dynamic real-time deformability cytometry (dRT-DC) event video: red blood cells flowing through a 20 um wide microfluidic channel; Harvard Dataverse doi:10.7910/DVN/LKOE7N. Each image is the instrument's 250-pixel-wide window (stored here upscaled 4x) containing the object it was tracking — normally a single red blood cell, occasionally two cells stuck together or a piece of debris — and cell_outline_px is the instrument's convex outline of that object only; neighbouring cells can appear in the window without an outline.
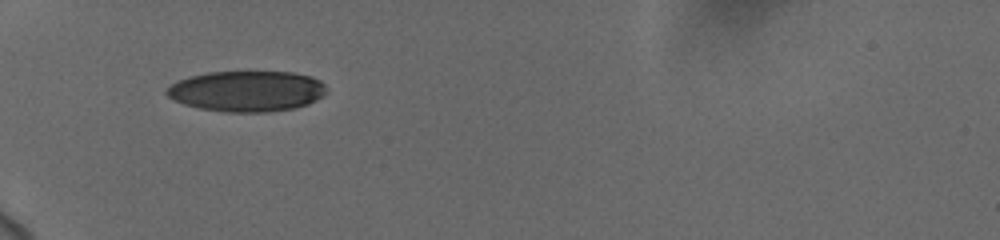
{"species": "human", "species_latin": "Homo sapiens", "temperature_condition": "cold", "stored_images_in_passage": 22, "camera_frame_rate_fps": 3000, "um_per_image_px": 0.085, "donor": {"sex": "female"}, "frame": {"image": 1, "passage_image": 1, "time_ms": 0.0, "image_size_px": [1000, 240], "cell_outline_px": [[328, 92], [316, 100], [308, 104], [292, 108], [264, 112], [228, 112], [200, 108], [184, 104], [168, 96], [164, 92], [172, 84], [180, 80], [192, 76], [208, 72], [292, 72], [308, 76], [320, 80], [328, 88]], "centroid_in_image_um": [21.02, 7.75], "position_along_channel_um": 64.0, "area_um2": 37.63}}
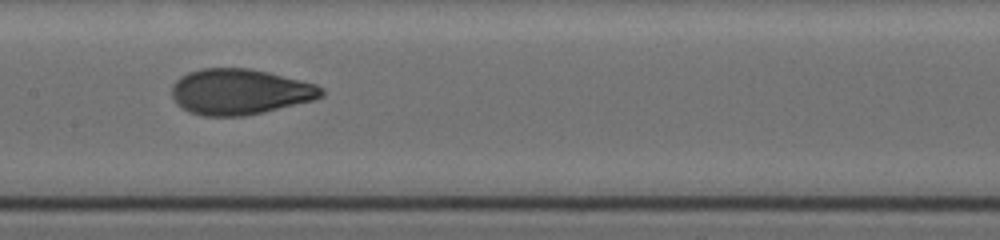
{"frame": {"image": 2, "passage_image": 11, "time_ms": 3.667, "image_size_px": [1000, 240], "cell_outline_px": [[324, 96], [312, 100], [244, 116], [204, 116], [192, 112], [176, 104], [172, 96], [172, 84], [180, 76], [188, 72], [200, 68], [252, 68], [316, 84], [324, 88]], "centroid_in_image_um": [20.37, 7.78], "position_along_channel_um": 187.0, "area_um2": 39.71}}
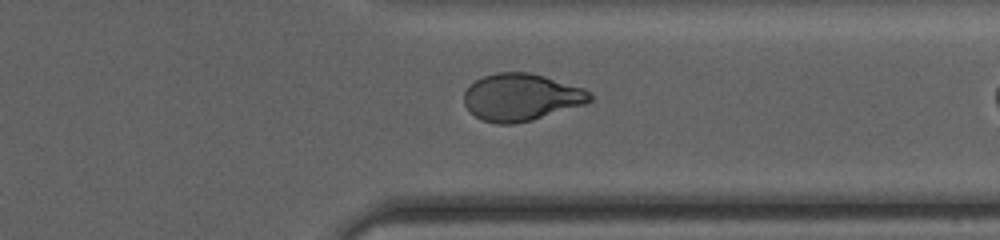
{"frame": {"image": 3, "passage_image": 21, "time_ms": 7.333, "image_size_px": [1000, 240], "cell_outline_px": [[592, 100], [588, 104], [532, 120], [512, 124], [496, 124], [480, 120], [464, 104], [464, 92], [476, 80], [484, 76], [496, 72], [528, 72], [544, 76], [584, 88], [592, 92]], "centroid_in_image_um": [44.34, 8.27], "position_along_channel_um": 367.1, "area_um2": 34.8}}